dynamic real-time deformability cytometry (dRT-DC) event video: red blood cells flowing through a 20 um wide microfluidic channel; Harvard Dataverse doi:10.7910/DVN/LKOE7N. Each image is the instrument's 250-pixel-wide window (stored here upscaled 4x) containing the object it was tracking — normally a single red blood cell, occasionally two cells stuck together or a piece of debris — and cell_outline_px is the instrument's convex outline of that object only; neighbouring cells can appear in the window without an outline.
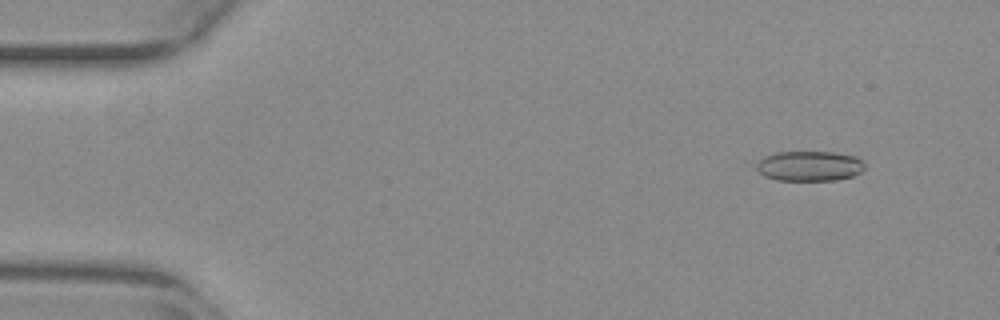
{"species": "common noctule bat (a hibernating species)", "species_latin": "Nyctalus noctula", "temperature_condition": "warm", "stored_images_in_passage": 53, "camera_frame_rate_fps": 3000, "um_per_image_px": 0.085, "animal": {"sex": "female", "body_mass_g": 29.2, "forearm_length_mm": 56.3}, "frame": {"image": 1, "passage_image": 4, "time_ms": 1.0, "image_size_px": [1000, 320], "cell_outline_px": [[864, 168], [860, 172], [852, 176], [836, 180], [776, 180], [764, 176], [752, 164], [756, 160], [764, 156], [776, 152], [832, 152], [856, 156], [864, 164]], "centroid_in_image_um": [68.73, 14.1], "position_along_channel_um": 16.3, "area_um2": 19.13}}
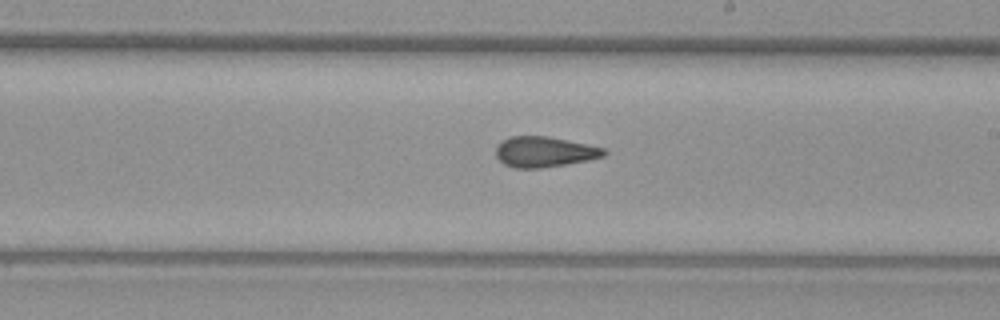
{"frame": {"image": 2, "passage_image": 30, "time_ms": 9.667, "image_size_px": [1000, 320], "cell_outline_px": [[608, 152], [604, 156], [588, 160], [540, 168], [516, 168], [504, 164], [496, 156], [496, 148], [504, 140], [512, 136], [548, 136], [608, 148]], "centroid_in_image_um": [46.33, 12.9], "position_along_channel_um": 242.7, "area_um2": 19.13}}
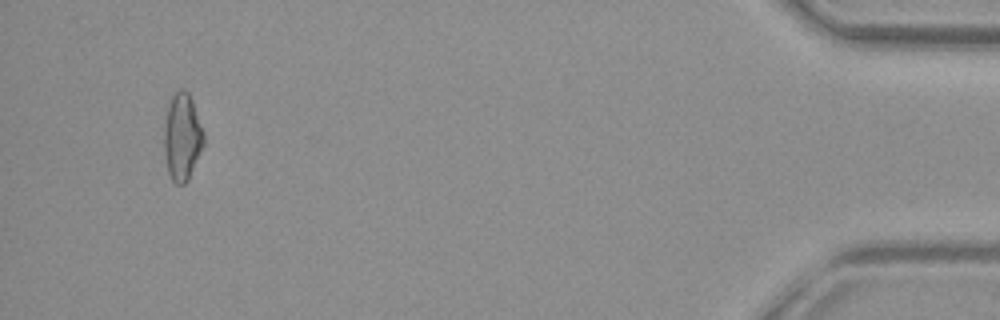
{"frame": {"image": 3, "passage_image": 50, "time_ms": 16.333, "image_size_px": [1000, 320], "cell_outline_px": [[204, 144], [188, 180], [184, 184], [176, 184], [172, 180], [168, 172], [164, 152], [164, 128], [168, 108], [172, 96], [180, 88], [184, 88], [188, 92], [192, 100], [204, 132]], "centroid_in_image_um": [15.49, 11.65], "position_along_channel_um": 419.7, "area_um2": 20.0}, "authors_computed_cell_mechanics": {"area_um2": 19.4786, "velocity_mm_per_s": 3.8675, "shape_relaxation_time_tau1_ms": null, "shape_relaxation_time_tau2_ms": 2.1836, "deformation_change_tau1": null, "deformation_change_tau2": 0.0973}}